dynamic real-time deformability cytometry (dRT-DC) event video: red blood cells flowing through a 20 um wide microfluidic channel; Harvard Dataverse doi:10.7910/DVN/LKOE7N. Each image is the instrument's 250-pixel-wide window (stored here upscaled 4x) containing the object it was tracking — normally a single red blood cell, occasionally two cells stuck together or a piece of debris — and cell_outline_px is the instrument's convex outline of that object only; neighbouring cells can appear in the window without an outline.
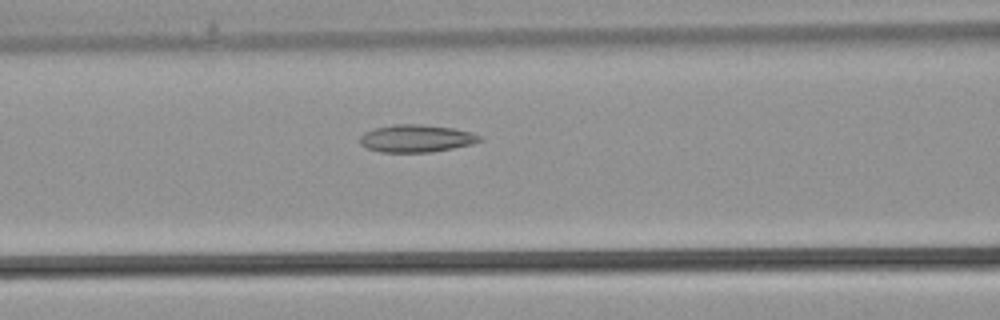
{"species": "common noctule bat (a hibernating species)", "species_latin": "Nyctalus noctula", "temperature_condition": "warm", "stored_images_in_passage": 24, "camera_frame_rate_fps": 3000, "um_per_image_px": 0.085, "animal": {"sex": "male", "body_mass_g": 21.5, "forearm_length_mm": 52.0}, "frame": {"image": 1, "passage_image": 9, "time_ms": 2.667, "image_size_px": [1000, 320], "cell_outline_px": [[484, 140], [472, 144], [432, 152], [380, 152], [364, 148], [360, 144], [360, 136], [364, 132], [376, 128], [392, 124], [420, 124], [452, 128], [472, 132], [480, 136]], "centroid_in_image_um": [35.36, 11.77], "position_along_channel_um": 131.2, "area_um2": 19.31}}
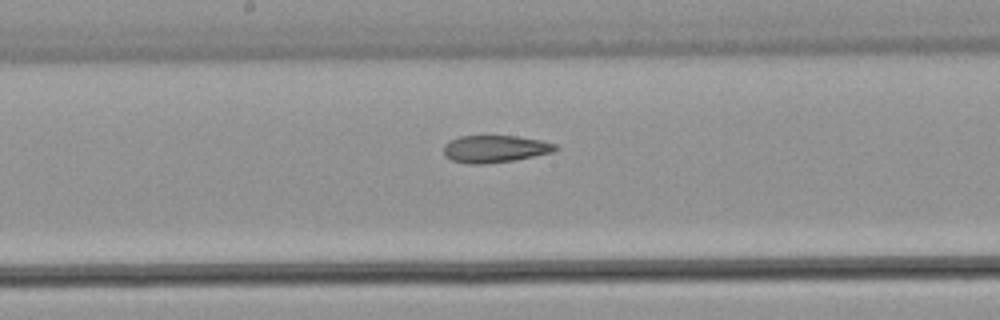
{"frame": {"image": 2, "passage_image": 13, "time_ms": 4.0, "image_size_px": [1000, 320], "cell_outline_px": [[560, 148], [552, 152], [512, 160], [484, 164], [468, 164], [452, 160], [444, 156], [444, 144], [460, 136], [516, 136], [540, 140], [556, 144]], "centroid_in_image_um": [42.06, 12.65], "position_along_channel_um": 206.1, "area_um2": 17.57}}
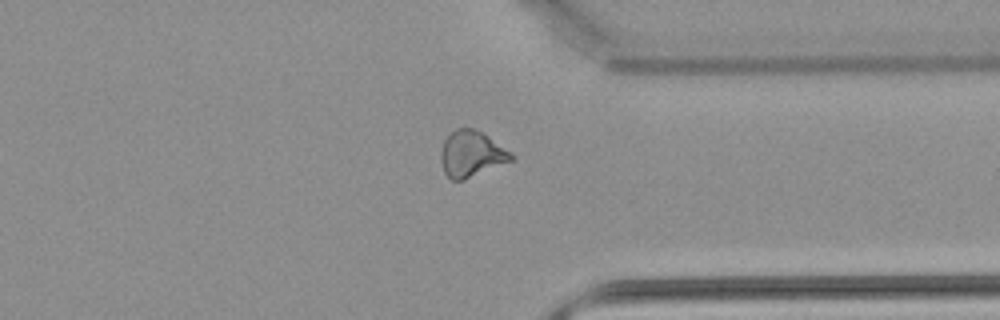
{"frame": {"image": 3, "passage_image": 22, "time_ms": 7.0, "image_size_px": [1000, 320], "cell_outline_px": [[512, 160], [464, 180], [452, 180], [444, 172], [440, 156], [444, 140], [456, 128], [472, 128], [488, 136], [512, 152]], "centroid_in_image_um": [40.06, 13.08], "position_along_channel_um": 371.3, "area_um2": 18.55}}